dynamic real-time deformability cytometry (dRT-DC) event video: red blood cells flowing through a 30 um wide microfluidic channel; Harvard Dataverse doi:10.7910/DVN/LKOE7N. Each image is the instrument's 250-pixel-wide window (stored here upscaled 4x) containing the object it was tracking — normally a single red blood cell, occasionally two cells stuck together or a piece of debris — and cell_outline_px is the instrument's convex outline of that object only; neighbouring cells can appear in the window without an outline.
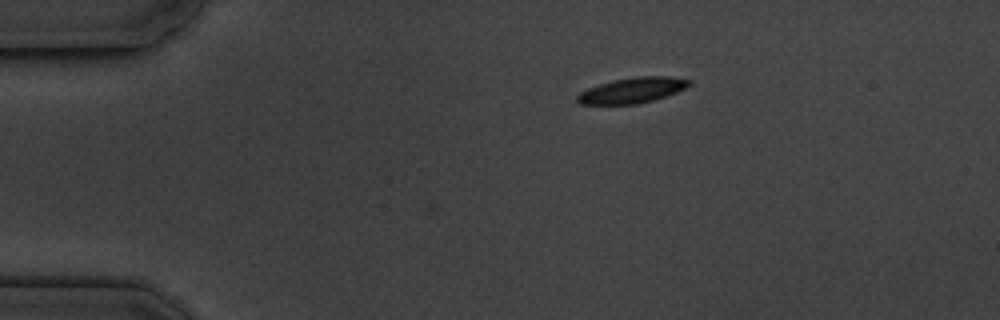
{"species": "common noctule bat (a hibernating species)", "species_latin": "Nyctalus noctula", "temperature_condition": "cold", "stored_images_in_passage": 4, "camera_frame_rate_fps": 3000, "um_per_image_px": 0.085, "animal": {"sex": "male", "body_mass_g": 19.5, "forearm_length_mm": 54.6}, "frame": {"image": 1, "passage_image": 4, "time_ms": 4.333, "image_size_px": [1000, 320], "cell_outline_px": [[692, 84], [676, 92], [652, 100], [636, 104], [580, 104], [576, 100], [576, 96], [580, 92], [588, 88], [612, 80], [640, 76], [668, 76], [692, 80]], "centroid_in_image_um": [53.73, 7.67], "position_along_channel_um": 31.3, "area_um2": 16.47}}